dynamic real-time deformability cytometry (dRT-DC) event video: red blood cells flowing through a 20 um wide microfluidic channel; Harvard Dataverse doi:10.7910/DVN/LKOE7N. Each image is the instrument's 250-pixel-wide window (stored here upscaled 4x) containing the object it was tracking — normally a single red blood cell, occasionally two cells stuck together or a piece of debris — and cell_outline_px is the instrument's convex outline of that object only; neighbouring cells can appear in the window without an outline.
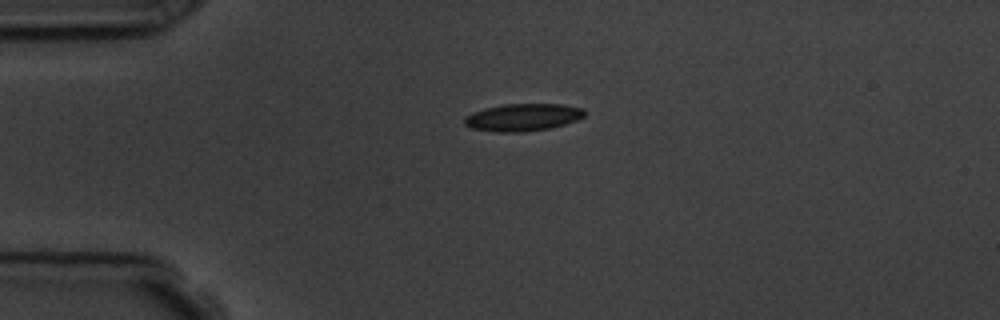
{"species": "common noctule bat (a hibernating species)", "species_latin": "Nyctalus noctula", "temperature_condition": "room temperature", "stored_images_in_passage": 2, "camera_frame_rate_fps": 3000, "um_per_image_px": 0.085, "animal": {"sex": "male", "body_mass_g": 19.5, "forearm_length_mm": 54.6}, "frame": {"image": 1, "passage_image": 1, "time_ms": 0.0, "image_size_px": [1000, 320], "cell_outline_px": [[584, 116], [576, 120], [552, 128], [524, 132], [492, 132], [472, 128], [464, 124], [464, 116], [472, 112], [484, 108], [504, 104], [564, 104], [584, 108]], "centroid_in_image_um": [44.42, 9.97], "position_along_channel_um": 40.6, "area_um2": 19.36}}